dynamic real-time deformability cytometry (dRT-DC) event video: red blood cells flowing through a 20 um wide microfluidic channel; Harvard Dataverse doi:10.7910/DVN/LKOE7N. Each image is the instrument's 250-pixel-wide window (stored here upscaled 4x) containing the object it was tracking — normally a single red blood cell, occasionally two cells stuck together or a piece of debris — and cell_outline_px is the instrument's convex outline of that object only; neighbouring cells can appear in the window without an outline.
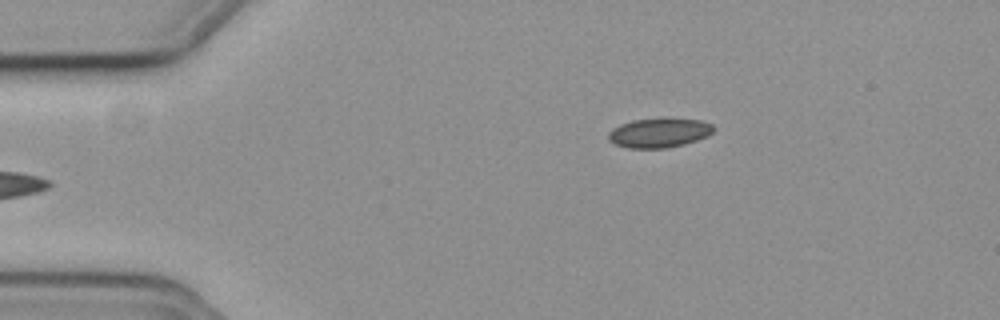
{"species": "common noctule bat (a hibernating species)", "species_latin": "Nyctalus noctula", "temperature_condition": "cold", "stored_images_in_passage": 38, "camera_frame_rate_fps": 3000, "um_per_image_px": 0.085, "animal": {"sex": "female", "body_mass_g": 19.3, "forearm_length_mm": 54.1}, "frame": {"image": 1, "passage_image": 1, "time_ms": 0.0, "image_size_px": [1000, 320], "cell_outline_px": [[716, 128], [708, 136], [684, 144], [664, 148], [628, 148], [616, 144], [608, 140], [608, 132], [612, 128], [620, 124], [632, 120], [700, 120], [712, 124]], "centroid_in_image_um": [56.0, 11.31], "position_along_channel_um": 29.0, "area_um2": 17.57}}
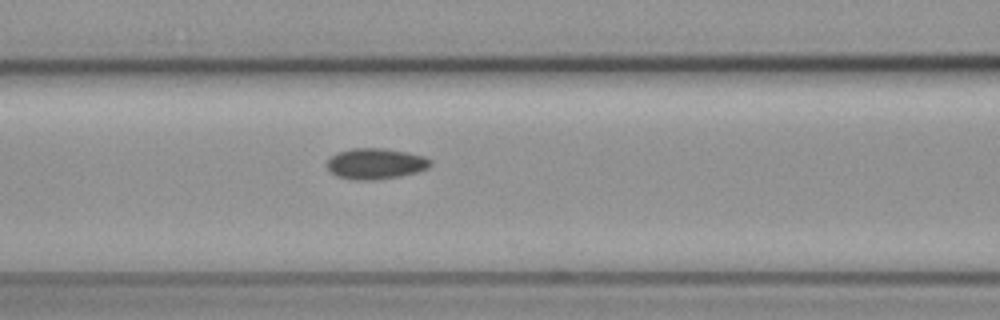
{"frame": {"image": 2, "passage_image": 14, "time_ms": 4.333, "image_size_px": [1000, 320], "cell_outline_px": [[432, 164], [428, 168], [416, 172], [400, 176], [372, 180], [356, 180], [336, 176], [324, 164], [332, 156], [340, 152], [352, 148], [380, 148], [404, 152], [424, 156], [432, 160]], "centroid_in_image_um": [31.92, 13.92], "position_along_channel_um": 134.7, "area_um2": 18.44}}
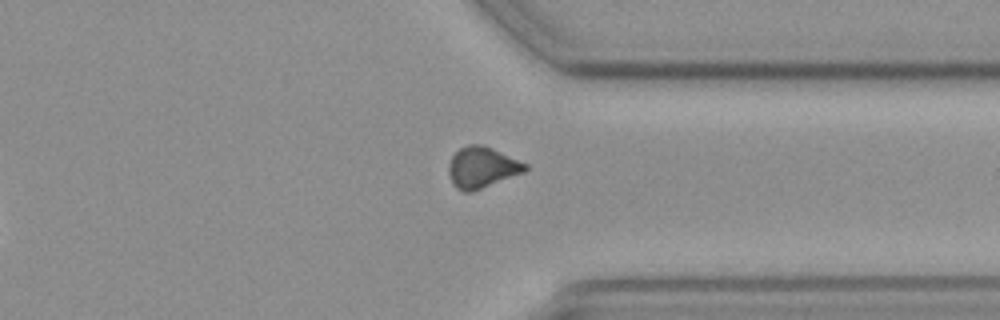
{"frame": {"image": 3, "passage_image": 33, "time_ms": 10.667, "image_size_px": [1000, 320], "cell_outline_px": [[528, 168], [524, 172], [472, 192], [464, 192], [456, 188], [452, 184], [448, 172], [448, 164], [452, 156], [460, 148], [468, 144], [484, 144], [528, 164]], "centroid_in_image_um": [40.95, 14.22], "position_along_channel_um": 370.4, "area_um2": 18.44}}